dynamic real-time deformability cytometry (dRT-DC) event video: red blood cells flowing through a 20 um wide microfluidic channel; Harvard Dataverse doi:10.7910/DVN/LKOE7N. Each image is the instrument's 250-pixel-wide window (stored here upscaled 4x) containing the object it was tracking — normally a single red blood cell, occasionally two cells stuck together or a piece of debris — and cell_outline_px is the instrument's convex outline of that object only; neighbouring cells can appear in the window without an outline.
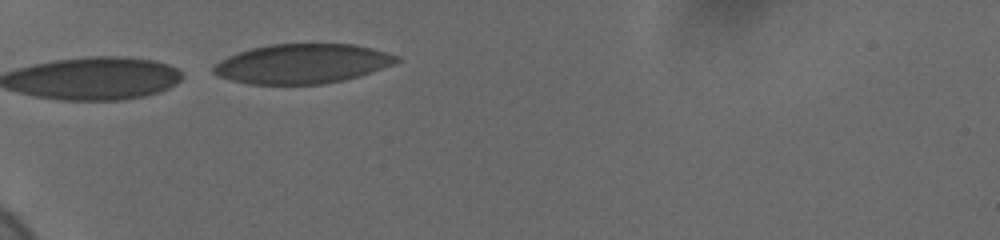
{"species": "human", "species_latin": "Homo sapiens", "temperature_condition": "cold", "stored_images_in_passage": 9, "camera_frame_rate_fps": 3000, "um_per_image_px": 0.085, "donor": {"sex": "female"}, "frame": {"image": 1, "passage_image": 1, "time_ms": 0.0, "image_size_px": [1000, 240], "cell_outline_px": [[400, 60], [396, 64], [360, 76], [344, 80], [324, 84], [248, 84], [232, 80], [220, 76], [212, 72], [212, 68], [220, 60], [228, 56], [252, 48], [272, 44], [352, 44], [372, 48], [388, 52], [400, 56]], "centroid_in_image_um": [25.75, 5.42], "position_along_channel_um": 59.2, "area_um2": 42.25}}
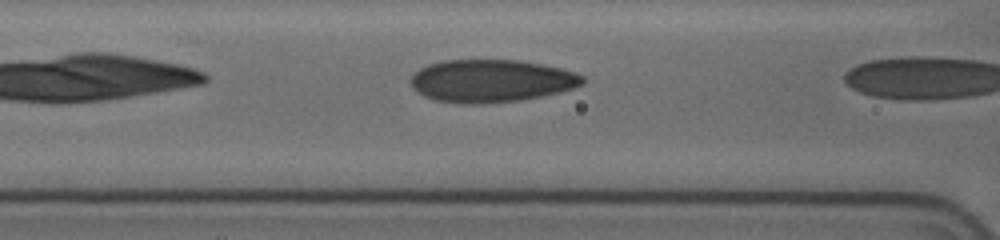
{"frame": {"image": 2, "passage_image": 6, "time_ms": 1.333, "image_size_px": [1000, 240], "cell_outline_px": [[584, 84], [572, 88], [540, 96], [520, 100], [480, 104], [460, 104], [436, 100], [424, 96], [412, 88], [408, 80], [420, 68], [428, 64], [444, 60], [520, 60], [560, 68], [576, 72], [584, 76]], "centroid_in_image_um": [41.72, 6.87], "position_along_channel_um": 124.9, "area_um2": 42.77}}